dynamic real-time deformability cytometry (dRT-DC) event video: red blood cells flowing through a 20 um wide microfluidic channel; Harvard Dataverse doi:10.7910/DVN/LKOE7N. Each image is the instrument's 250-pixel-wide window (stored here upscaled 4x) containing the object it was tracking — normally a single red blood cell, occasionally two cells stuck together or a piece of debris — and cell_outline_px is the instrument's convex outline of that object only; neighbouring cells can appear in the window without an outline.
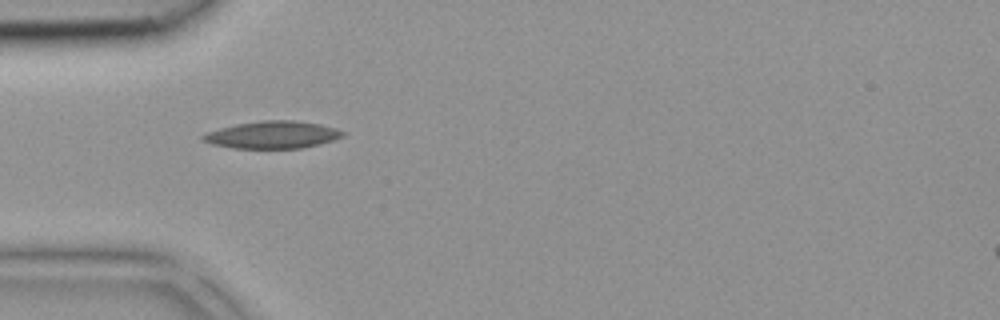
{"species": "common noctule bat (a hibernating species)", "species_latin": "Nyctalus noctula", "temperature_condition": "room temperature", "stored_images_in_passage": 29, "camera_frame_rate_fps": 3000, "um_per_image_px": 0.085, "animal": {"sex": "female", "body_mass_g": 18.4}, "frame": {"image": 1, "passage_image": 1, "time_ms": 0.0, "image_size_px": [1000, 320], "cell_outline_px": [[344, 136], [320, 144], [300, 148], [236, 148], [212, 144], [204, 140], [200, 136], [208, 132], [220, 128], [236, 124], [260, 120], [292, 120], [320, 124], [336, 128], [344, 132]], "centroid_in_image_um": [23.18, 11.45], "position_along_channel_um": 61.8, "area_um2": 22.08}}
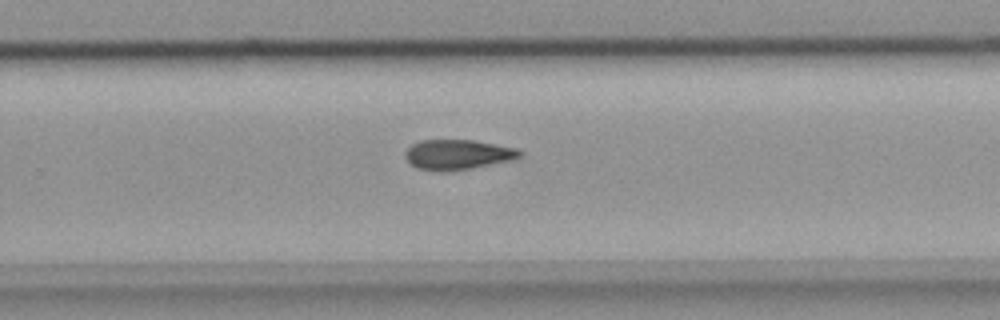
{"frame": {"image": 2, "passage_image": 15, "time_ms": 4.667, "image_size_px": [1000, 320], "cell_outline_px": [[524, 156], [508, 160], [472, 168], [448, 172], [444, 172], [416, 168], [408, 164], [404, 156], [404, 152], [412, 144], [420, 140], [472, 140], [520, 148], [524, 152]], "centroid_in_image_um": [38.89, 13.14], "position_along_channel_um": 290.9, "area_um2": 20.35}}
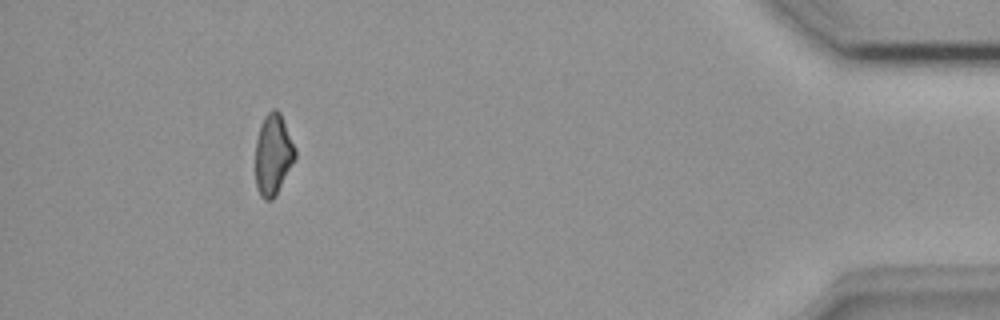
{"frame": {"image": 3, "passage_image": 26, "time_ms": 8.333, "image_size_px": [1000, 320], "cell_outline_px": [[296, 156], [276, 196], [272, 200], [264, 200], [260, 196], [256, 188], [256, 140], [264, 116], [272, 108], [276, 108], [280, 112], [296, 148]], "centroid_in_image_um": [23.22, 13.15], "position_along_channel_um": 412.0, "area_um2": 18.79}}